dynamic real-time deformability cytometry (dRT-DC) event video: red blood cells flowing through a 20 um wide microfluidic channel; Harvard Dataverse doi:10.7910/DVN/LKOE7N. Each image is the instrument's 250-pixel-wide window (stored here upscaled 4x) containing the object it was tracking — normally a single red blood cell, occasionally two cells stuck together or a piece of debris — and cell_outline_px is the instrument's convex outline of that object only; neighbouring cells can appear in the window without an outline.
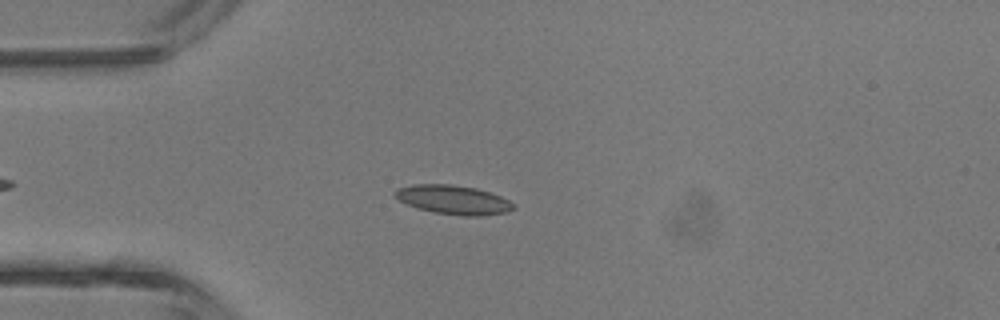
{"species": "common noctule bat (a hibernating species)", "species_latin": "Nyctalus noctula", "temperature_condition": "room temperature", "stored_images_in_passage": 4, "camera_frame_rate_fps": 3000, "um_per_image_px": 0.085, "animal": {"sex": "male", "body_mass_g": 13.3}, "frame": {"image": 1, "passage_image": 4, "time_ms": 3.333, "image_size_px": [1000, 320], "cell_outline_px": [[516, 208], [508, 212], [484, 216], [464, 216], [432, 212], [416, 208], [400, 200], [392, 192], [396, 188], [412, 184], [448, 184], [476, 188], [500, 196], [516, 204]], "centroid_in_image_um": [38.54, 16.99], "position_along_channel_um": 46.5, "area_um2": 20.23}}